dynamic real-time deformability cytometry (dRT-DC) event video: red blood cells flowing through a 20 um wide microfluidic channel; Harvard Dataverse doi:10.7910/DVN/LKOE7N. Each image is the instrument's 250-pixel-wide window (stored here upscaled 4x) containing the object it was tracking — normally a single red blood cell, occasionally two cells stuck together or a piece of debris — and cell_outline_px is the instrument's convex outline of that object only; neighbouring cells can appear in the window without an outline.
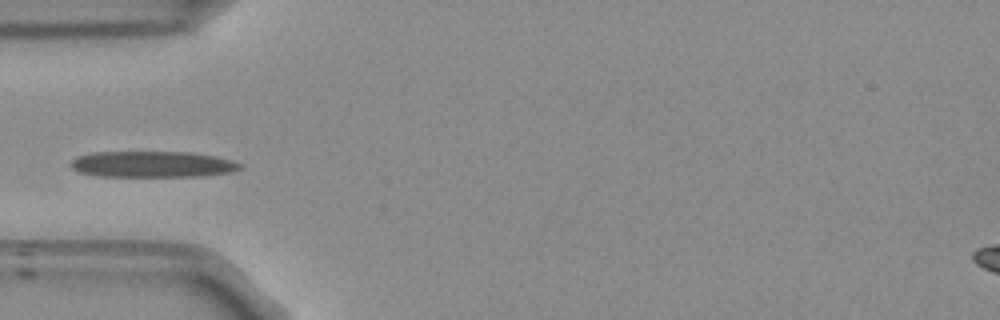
{"species": "Egyptian fruit bat (a non-hibernating species)", "species_latin": "Rousettus aegyptiacus", "temperature_condition": "room temperature", "stored_images_in_passage": 37, "camera_frame_rate_fps": 3000, "um_per_image_px": 0.085, "frame": {"image": 1, "passage_image": 1, "time_ms": 0.0, "image_size_px": [1000, 320], "cell_outline_px": [[244, 168], [232, 172], [200, 176], [96, 176], [80, 172], [72, 168], [68, 164], [76, 156], [92, 152], [188, 152], [212, 156], [228, 160], [240, 164]], "centroid_in_image_um": [12.89, 13.96], "position_along_channel_um": 72.1, "area_um2": 25.66}}
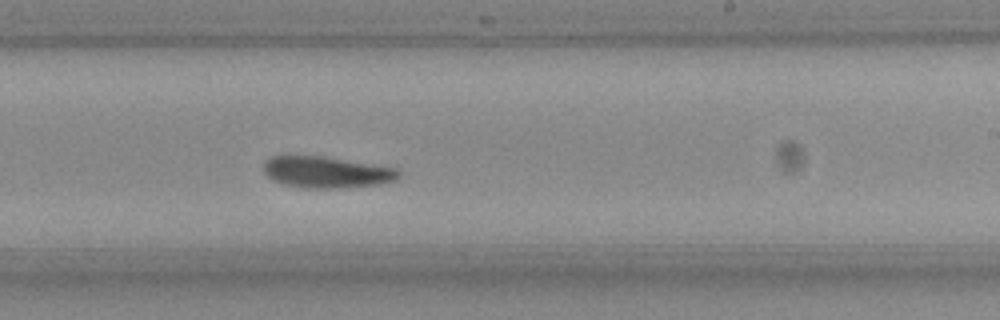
{"frame": {"image": 2, "passage_image": 16, "time_ms": 5.0, "image_size_px": [1000, 320], "cell_outline_px": [[400, 176], [396, 180], [384, 184], [340, 188], [304, 188], [280, 184], [272, 180], [264, 172], [264, 164], [272, 156], [324, 156], [400, 168]], "centroid_in_image_um": [27.82, 14.64], "position_along_channel_um": 261.2, "area_um2": 25.09}}
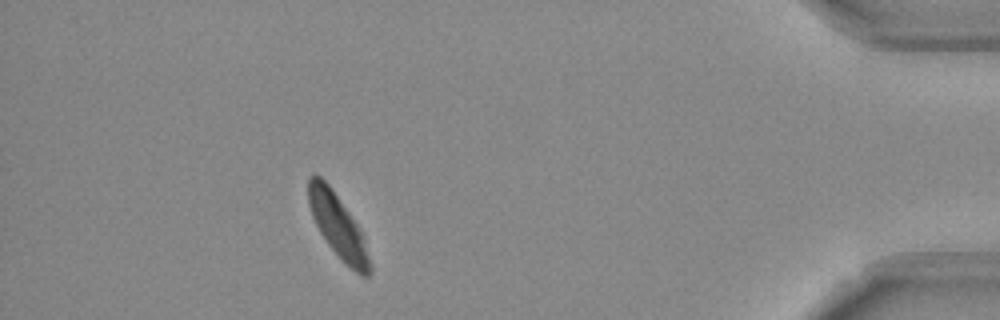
{"frame": {"image": 3, "passage_image": 32, "time_ms": 10.333, "image_size_px": [1000, 320], "cell_outline_px": [[372, 268], [368, 276], [360, 276], [344, 264], [328, 244], [320, 232], [312, 216], [308, 204], [308, 176], [312, 172], [320, 176], [328, 184], [360, 228], [364, 236], [372, 264]], "centroid_in_image_um": [28.74, 19.24], "position_along_channel_um": 406.5, "area_um2": 22.89}}